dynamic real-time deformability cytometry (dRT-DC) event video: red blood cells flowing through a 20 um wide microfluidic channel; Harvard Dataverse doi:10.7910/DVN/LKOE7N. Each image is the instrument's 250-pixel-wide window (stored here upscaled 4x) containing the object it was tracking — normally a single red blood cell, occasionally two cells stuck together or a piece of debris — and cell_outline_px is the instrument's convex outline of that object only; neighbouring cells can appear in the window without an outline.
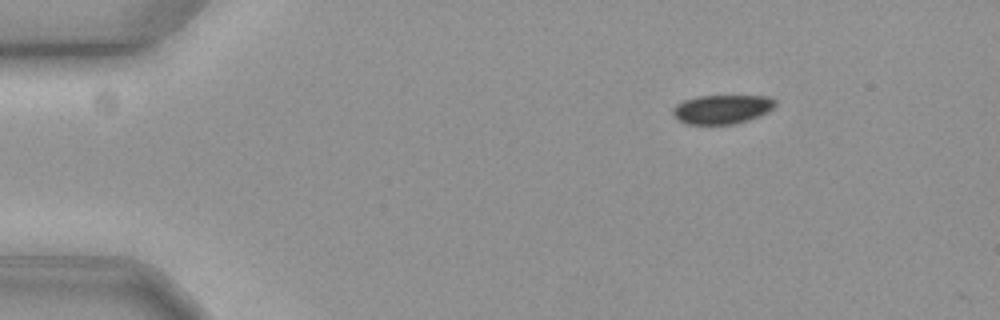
{"species": "common noctule bat (a hibernating species)", "species_latin": "Nyctalus noctula", "temperature_condition": "cold", "stored_images_in_passage": 2, "camera_frame_rate_fps": 3000, "um_per_image_px": 0.085, "animal": {"sex": "female", "body_mass_g": 19.3, "forearm_length_mm": 54.1}, "frame": {"image": 1, "passage_image": 1, "time_ms": 0.0, "image_size_px": [1000, 320], "cell_outline_px": [[776, 104], [772, 108], [756, 116], [732, 124], [688, 124], [680, 120], [672, 112], [672, 108], [676, 104], [684, 100], [696, 96], [772, 96], [776, 100]], "centroid_in_image_um": [61.35, 9.26], "position_along_channel_um": 23.7, "area_um2": 16.99}}